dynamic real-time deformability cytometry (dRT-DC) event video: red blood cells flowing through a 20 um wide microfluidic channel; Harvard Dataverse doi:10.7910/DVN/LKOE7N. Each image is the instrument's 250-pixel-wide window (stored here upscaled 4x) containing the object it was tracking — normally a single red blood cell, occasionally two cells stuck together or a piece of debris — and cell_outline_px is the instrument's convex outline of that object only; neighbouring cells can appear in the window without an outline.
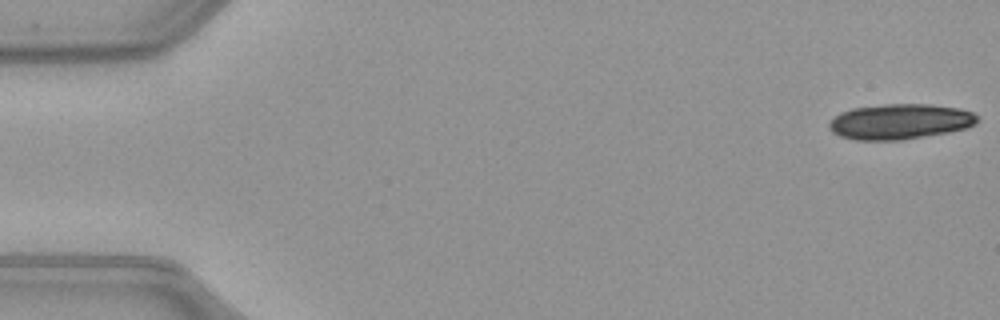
{"species": "common noctule bat (a hibernating species)", "species_latin": "Nyctalus noctula", "temperature_condition": "warm", "stored_images_in_passage": 15, "camera_frame_rate_fps": 3000, "um_per_image_px": 0.085, "animal": {"sex": "female", "body_mass_g": 21.9}, "frame": {"image": 1, "passage_image": 1, "time_ms": 0.0, "image_size_px": [1000, 320], "cell_outline_px": [[980, 120], [976, 124], [968, 128], [948, 132], [900, 140], [856, 140], [840, 136], [832, 132], [828, 128], [828, 124], [840, 112], [852, 108], [884, 104], [928, 104], [960, 108], [972, 112]], "centroid_in_image_um": [76.5, 10.33], "position_along_channel_um": 8.5, "area_um2": 30.63}}
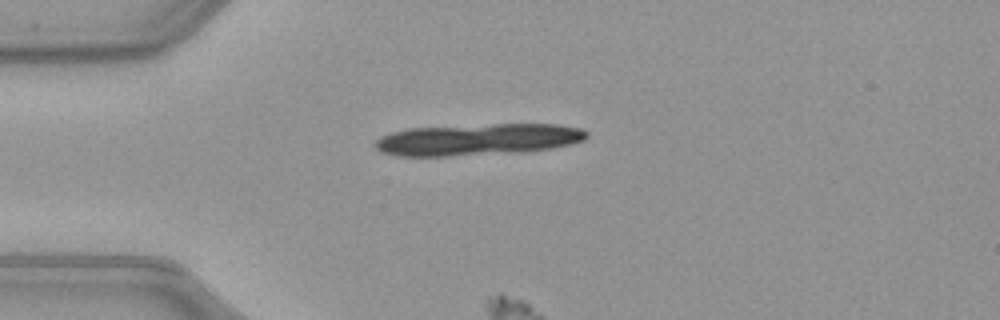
{"frame": {"image": 2, "passage_image": 13, "time_ms": 4.0, "image_size_px": [1000, 320], "cell_outline_px": [[588, 136], [584, 140], [572, 144], [552, 148], [512, 152], [448, 156], [392, 156], [380, 152], [372, 144], [380, 136], [392, 132], [408, 128], [496, 124], [556, 124], [580, 128], [588, 132]], "centroid_in_image_um": [40.56, 11.86], "position_along_channel_um": 44.4, "area_um2": 39.02}}